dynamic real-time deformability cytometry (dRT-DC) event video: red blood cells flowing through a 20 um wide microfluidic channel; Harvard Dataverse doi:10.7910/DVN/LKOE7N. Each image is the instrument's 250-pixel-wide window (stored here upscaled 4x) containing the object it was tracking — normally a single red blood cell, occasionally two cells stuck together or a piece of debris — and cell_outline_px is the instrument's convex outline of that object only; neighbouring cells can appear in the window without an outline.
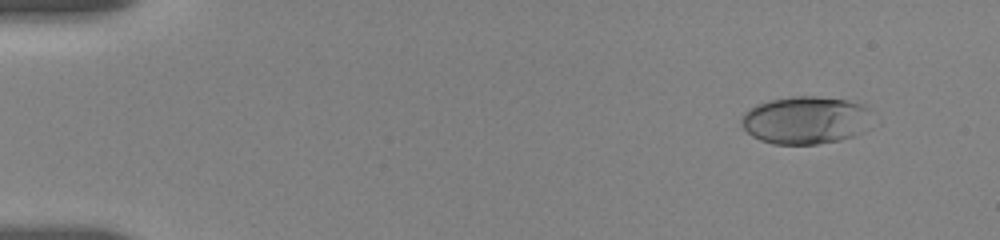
{"species": "human", "species_latin": "Homo sapiens", "temperature_condition": "room temperature", "stored_images_in_passage": 23, "camera_frame_rate_fps": 3000, "um_per_image_px": 0.085, "donor": {"sex": "female"}, "frame": {"image": 1, "passage_image": 1, "time_ms": 0.0, "image_size_px": [1000, 240], "cell_outline_px": [[868, 108], [860, 132], [852, 136], [840, 140], [816, 144], [772, 144], [760, 140], [752, 136], [740, 124], [740, 120], [744, 112], [748, 108], [756, 104], [772, 100], [796, 96], [816, 96], [844, 100], [864, 104]], "centroid_in_image_um": [68.34, 10.21], "position_along_channel_um": 16.7, "area_um2": 35.66}}
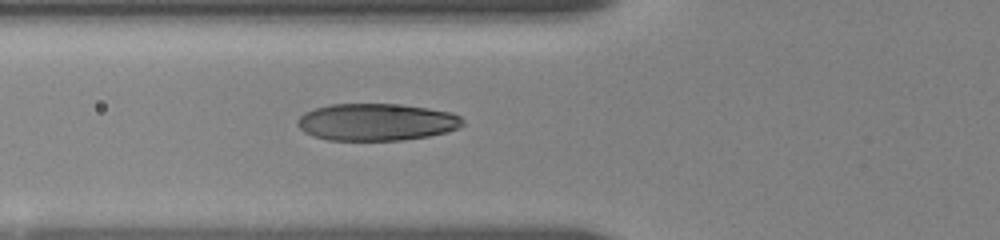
{"frame": {"image": 2, "passage_image": 17, "time_ms": 5.333, "image_size_px": [1000, 240], "cell_outline_px": [[464, 124], [448, 132], [428, 136], [404, 140], [328, 140], [312, 136], [304, 132], [296, 124], [296, 120], [304, 112], [328, 104], [400, 104], [428, 108], [452, 112], [460, 116], [464, 120]], "centroid_in_image_um": [31.99, 10.37], "position_along_channel_um": 93.8, "area_um2": 36.01}}
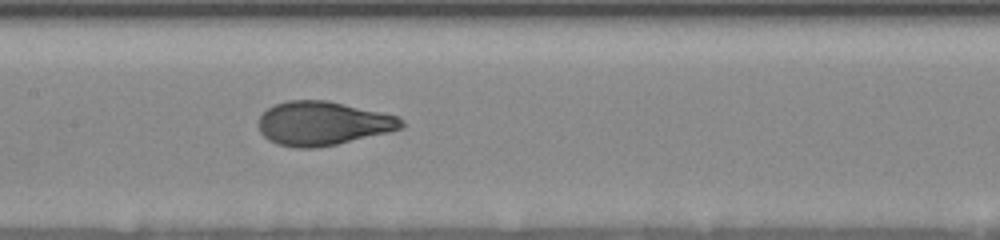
{"frame": {"image": 3, "passage_image": 23, "time_ms": 7.667, "image_size_px": [1000, 240], "cell_outline_px": [[404, 128], [388, 132], [336, 144], [316, 148], [292, 148], [276, 144], [268, 140], [260, 132], [256, 124], [260, 116], [268, 108], [276, 104], [288, 100], [328, 100], [400, 116], [404, 120]], "centroid_in_image_um": [27.43, 10.49], "position_along_channel_um": 180.0, "area_um2": 36.88}}